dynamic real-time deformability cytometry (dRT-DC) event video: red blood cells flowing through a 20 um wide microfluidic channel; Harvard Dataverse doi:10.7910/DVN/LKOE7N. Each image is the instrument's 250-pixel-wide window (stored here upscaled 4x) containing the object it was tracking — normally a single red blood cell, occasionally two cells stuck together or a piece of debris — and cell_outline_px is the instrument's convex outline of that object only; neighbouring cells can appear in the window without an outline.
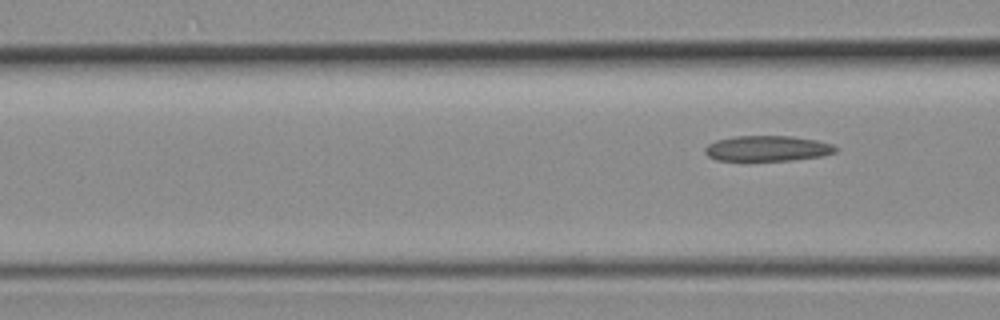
{"species": "common noctule bat (a hibernating species)", "species_latin": "Nyctalus noctula", "temperature_condition": "room temperature", "stored_images_in_passage": 3, "camera_frame_rate_fps": 3000, "um_per_image_px": 0.085, "animal": {"sex": "female", "body_mass_g": 19.3, "forearm_length_mm": 54.1}, "frame": {"image": 1, "passage_image": 3, "time_ms": 0.667, "image_size_px": [1000, 320], "cell_outline_px": [[840, 148], [836, 152], [820, 156], [792, 160], [716, 160], [708, 156], [704, 152], [704, 148], [708, 144], [716, 140], [732, 136], [792, 136], [816, 140], [832, 144]], "centroid_in_image_um": [65.23, 12.61], "position_along_channel_um": 101.4, "area_um2": 19.42}}